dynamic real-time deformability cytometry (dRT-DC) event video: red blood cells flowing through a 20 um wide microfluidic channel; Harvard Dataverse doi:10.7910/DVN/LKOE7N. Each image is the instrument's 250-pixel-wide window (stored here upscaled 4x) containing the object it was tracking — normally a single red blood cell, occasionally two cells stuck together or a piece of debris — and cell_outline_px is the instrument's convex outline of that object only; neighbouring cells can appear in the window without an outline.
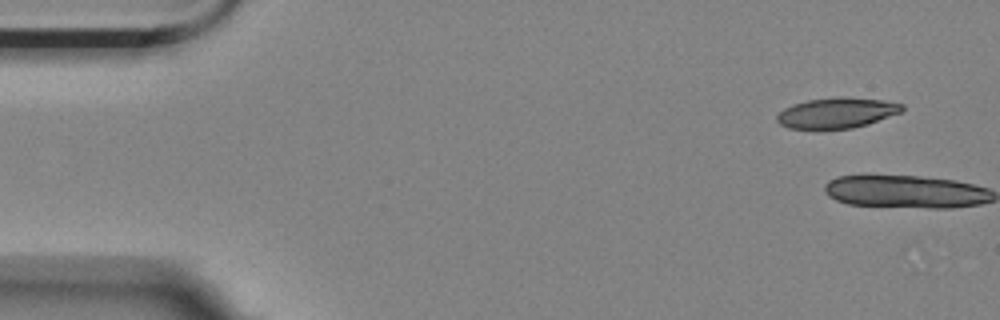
{"species": "Egyptian fruit bat (a non-hibernating species)", "species_latin": "Rousettus aegyptiacus", "temperature_condition": "room temperature", "stored_images_in_passage": 7, "camera_frame_rate_fps": 3000, "um_per_image_px": 0.085, "animal": {"sex": "female"}, "frame": {"image": 1, "passage_image": 1, "time_ms": 0.0, "image_size_px": [1000, 320], "cell_outline_px": [[904, 108], [900, 112], [868, 124], [852, 128], [816, 132], [788, 128], [780, 124], [776, 120], [776, 116], [784, 108], [792, 104], [808, 100], [884, 100], [904, 104]], "centroid_in_image_um": [71.03, 9.7], "position_along_channel_um": 14.0, "area_um2": 21.91}}
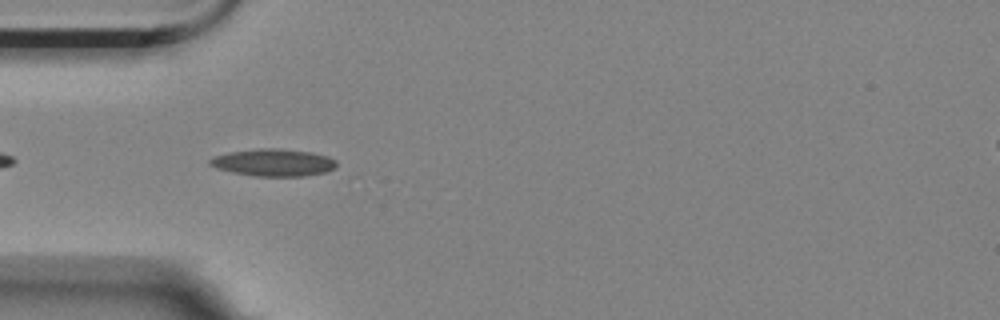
{"frame": {"image": 2, "passage_image": 6, "time_ms": 1.667, "image_size_px": [1000, 320], "cell_outline_px": [[336, 168], [328, 172], [304, 176], [252, 176], [232, 172], [216, 168], [208, 164], [208, 160], [212, 156], [228, 152], [260, 148], [280, 148], [312, 152], [328, 156], [336, 160]], "centroid_in_image_um": [23.24, 13.81], "position_along_channel_um": 61.8, "area_um2": 20.46}}
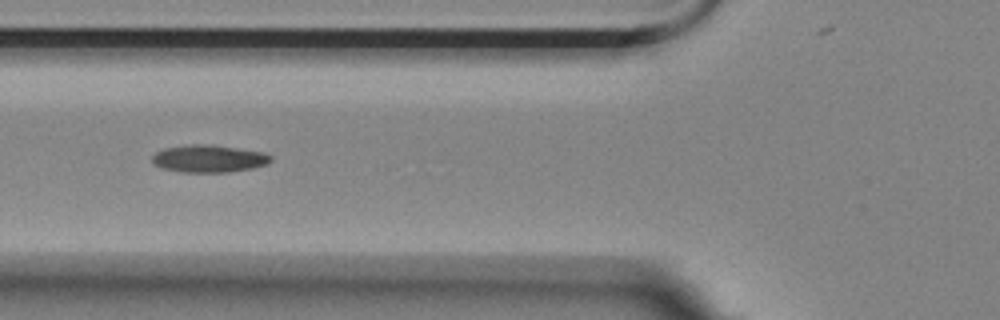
{"frame": {"image": 3, "passage_image": 7, "time_ms": 2.0, "image_size_px": [1000, 320], "cell_outline_px": [[272, 160], [268, 164], [252, 168], [228, 172], [180, 172], [160, 168], [152, 164], [152, 156], [156, 152], [164, 148], [192, 144], [208, 144], [264, 152], [272, 156]], "centroid_in_image_um": [17.73, 13.49], "position_along_channel_um": 108.1, "area_um2": 19.07}}